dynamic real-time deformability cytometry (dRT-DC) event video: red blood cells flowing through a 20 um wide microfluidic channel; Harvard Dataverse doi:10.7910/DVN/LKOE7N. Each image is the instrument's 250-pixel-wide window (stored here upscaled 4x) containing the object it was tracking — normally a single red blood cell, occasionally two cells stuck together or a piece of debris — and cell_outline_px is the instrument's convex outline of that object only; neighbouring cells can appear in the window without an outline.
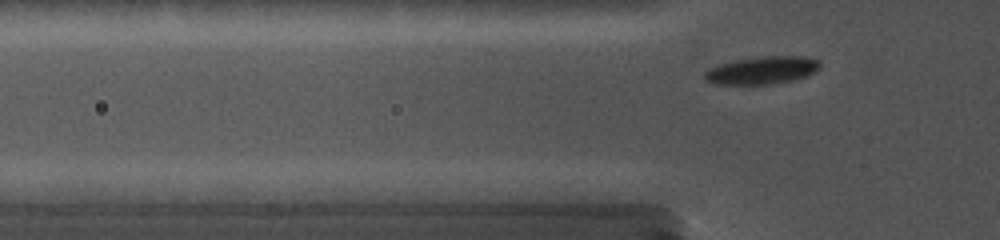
{"species": "common noctule bat (a hibernating species)", "species_latin": "Nyctalus noctula", "temperature_condition": "cold", "stored_images_in_passage": 83, "camera_frame_rate_fps": 5000, "um_per_image_px": 0.085, "animal": {"sex": "female", "body_mass_g": 19.0, "forearm_length_mm": 56.7}, "frame": {"image": 1, "passage_image": 10, "time_ms": 1.2, "image_size_px": [1000, 240], "cell_outline_px": [[820, 68], [816, 72], [792, 80], [768, 84], [712, 84], [704, 80], [704, 72], [708, 68], [720, 64], [736, 60], [756, 56], [804, 56], [820, 60]], "centroid_in_image_um": [64.76, 5.96], "position_along_channel_um": 61.0, "area_um2": 18.73}}
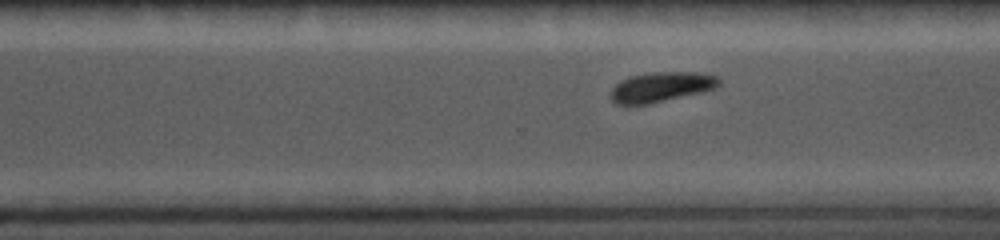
{"frame": {"image": 2, "passage_image": 55, "time_ms": 8.0, "image_size_px": [1000, 240], "cell_outline_px": [[720, 84], [716, 88], [704, 92], [648, 104], [616, 104], [608, 96], [608, 92], [620, 80], [628, 76], [652, 72], [692, 72], [716, 76], [720, 80]], "centroid_in_image_um": [56.16, 7.39], "position_along_channel_um": 314.4, "area_um2": 19.07}}
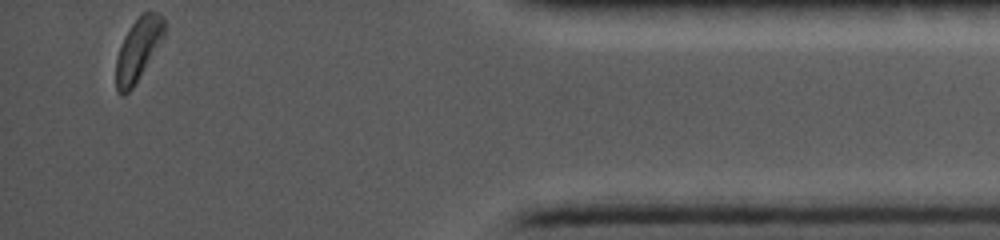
{"frame": {"image": 3, "passage_image": 83, "time_ms": 11.8, "image_size_px": [1000, 240], "cell_outline_px": [[164, 36], [140, 76], [132, 88], [124, 96], [120, 96], [116, 92], [116, 60], [120, 44], [124, 36], [132, 24], [144, 12], [156, 12], [164, 16]], "centroid_in_image_um": [11.72, 4.23], "position_along_channel_um": 423.5, "area_um2": 17.46}}